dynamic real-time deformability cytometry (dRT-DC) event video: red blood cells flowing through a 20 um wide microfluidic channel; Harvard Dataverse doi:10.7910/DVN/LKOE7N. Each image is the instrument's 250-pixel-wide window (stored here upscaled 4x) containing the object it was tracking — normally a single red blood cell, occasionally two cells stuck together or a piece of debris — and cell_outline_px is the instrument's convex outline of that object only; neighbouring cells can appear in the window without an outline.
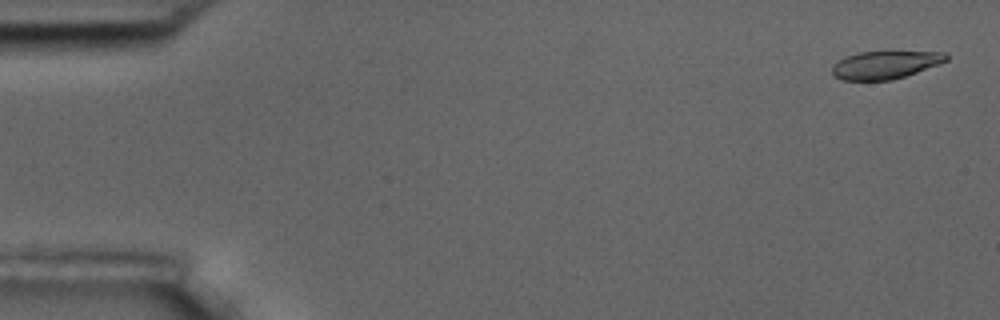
{"species": "common noctule bat (a hibernating species)", "species_latin": "Nyctalus noctula", "temperature_condition": "room temperature", "stored_images_in_passage": 56, "camera_frame_rate_fps": 3000, "um_per_image_px": 0.085, "animal": {"sex": "male", "body_mass_g": 17.5, "forearm_length_mm": 52.3}, "frame": {"image": 1, "passage_image": 2, "time_ms": 0.333, "image_size_px": [1000, 320], "cell_outline_px": [[948, 60], [940, 64], [892, 80], [844, 80], [832, 76], [832, 64], [848, 56], [860, 52], [944, 52], [948, 56]], "centroid_in_image_um": [75.23, 5.52], "position_along_channel_um": 9.8, "area_um2": 18.32}}
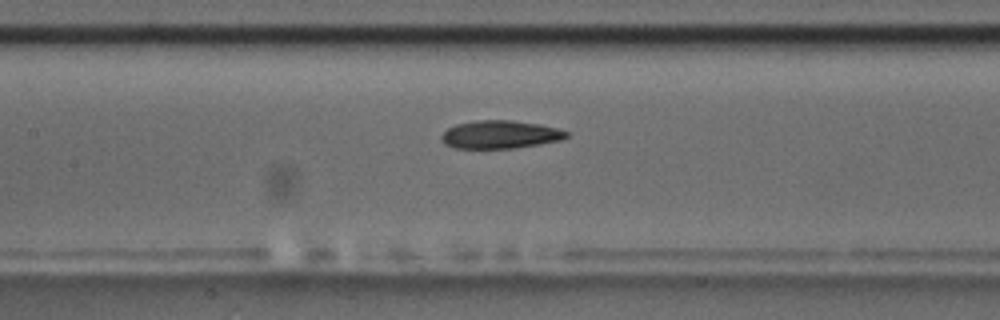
{"frame": {"image": 2, "passage_image": 26, "time_ms": 8.333, "image_size_px": [1000, 320], "cell_outline_px": [[568, 136], [560, 140], [540, 144], [512, 148], [456, 148], [444, 144], [440, 140], [440, 136], [448, 128], [456, 124], [476, 120], [512, 120], [540, 124], [556, 128], [568, 132]], "centroid_in_image_um": [42.48, 11.43], "position_along_channel_um": 164.9, "area_um2": 20.4}}
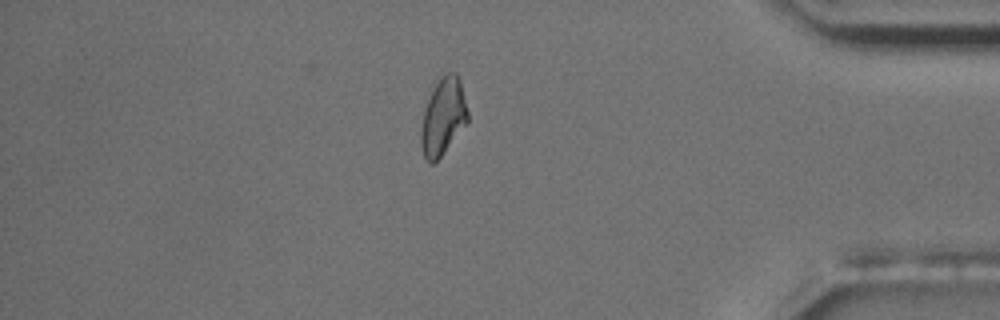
{"frame": {"image": 3, "passage_image": 48, "time_ms": 15.667, "image_size_px": [1000, 320], "cell_outline_px": [[468, 120], [440, 156], [432, 164], [424, 156], [420, 148], [420, 128], [424, 112], [428, 100], [440, 72], [456, 72], [460, 80], [468, 112]], "centroid_in_image_um": [37.64, 9.85], "position_along_channel_um": 397.6, "area_um2": 20.75}, "authors_computed_cell_mechanics": {"area_um2": 20.6924, "velocity_mm_per_s": 3.6178, "shape_relaxation_time_tau1_ms": null, "shape_relaxation_time_tau2_ms": 4.0502, "deformation_change_tau1": null, "deformation_change_tau2": 0.1017}}